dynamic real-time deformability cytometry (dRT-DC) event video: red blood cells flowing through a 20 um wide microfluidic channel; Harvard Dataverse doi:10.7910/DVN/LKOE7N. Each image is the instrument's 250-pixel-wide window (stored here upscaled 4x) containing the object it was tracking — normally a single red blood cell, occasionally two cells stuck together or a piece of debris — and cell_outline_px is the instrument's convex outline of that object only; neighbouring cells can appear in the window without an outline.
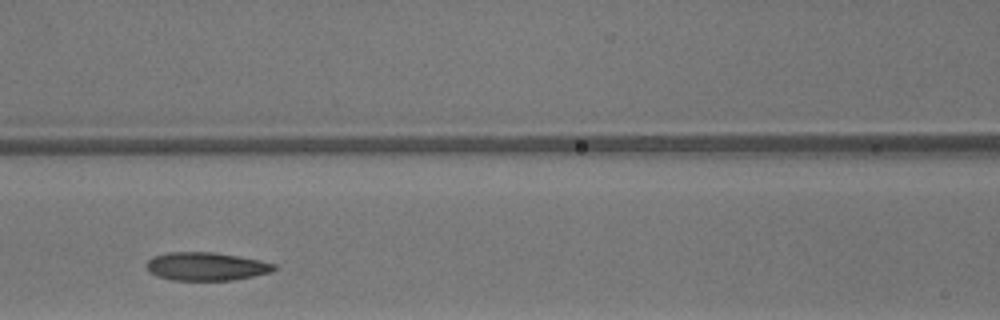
{"species": "common noctule bat (a hibernating species)", "species_latin": "Nyctalus noctula", "temperature_condition": "warm", "stored_images_in_passage": 11, "camera_frame_rate_fps": 3000, "um_per_image_px": 0.085, "animal": {"sex": "male", "body_mass_g": 13.3}, "frame": {"image": 1, "passage_image": 9, "time_ms": 2.667, "image_size_px": [1000, 320], "cell_outline_px": [[276, 268], [272, 272], [232, 280], [172, 280], [156, 276], [148, 272], [144, 264], [152, 256], [168, 252], [212, 252], [240, 256], [260, 260], [276, 264]], "centroid_in_image_um": [17.48, 22.64], "position_along_channel_um": 149.1, "area_um2": 21.21}}